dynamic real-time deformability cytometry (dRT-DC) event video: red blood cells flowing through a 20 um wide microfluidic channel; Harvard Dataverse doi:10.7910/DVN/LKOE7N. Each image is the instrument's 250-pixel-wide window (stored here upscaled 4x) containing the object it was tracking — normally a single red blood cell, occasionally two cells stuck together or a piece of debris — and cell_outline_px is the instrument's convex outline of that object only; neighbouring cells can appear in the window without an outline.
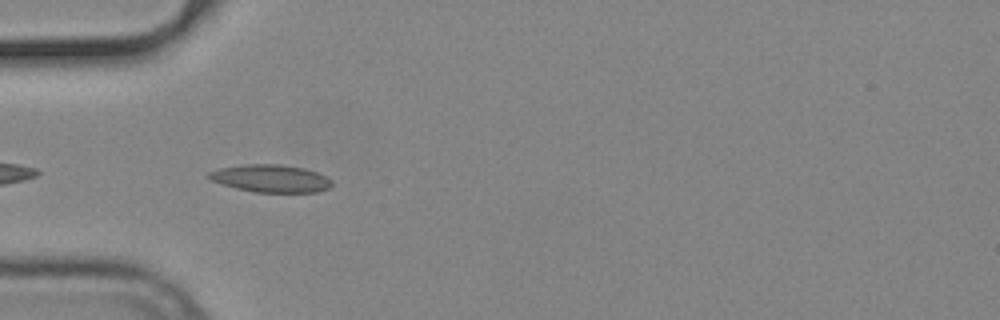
{"species": "common noctule bat (a hibernating species)", "species_latin": "Nyctalus noctula", "temperature_condition": "cold", "stored_images_in_passage": 9, "camera_frame_rate_fps": 3000, "um_per_image_px": 0.085, "animal": {"sex": "male", "body_mass_g": 19.2, "forearm_length_mm": 51.8}, "frame": {"image": 1, "passage_image": 2, "time_ms": 0.333, "image_size_px": [1000, 320], "cell_outline_px": [[332, 184], [328, 188], [316, 192], [256, 192], [236, 188], [220, 184], [212, 180], [208, 176], [208, 172], [220, 168], [244, 164], [280, 164], [304, 168], [316, 172], [332, 180]], "centroid_in_image_um": [23.0, 15.16], "position_along_channel_um": 62.0, "area_um2": 19.65}}
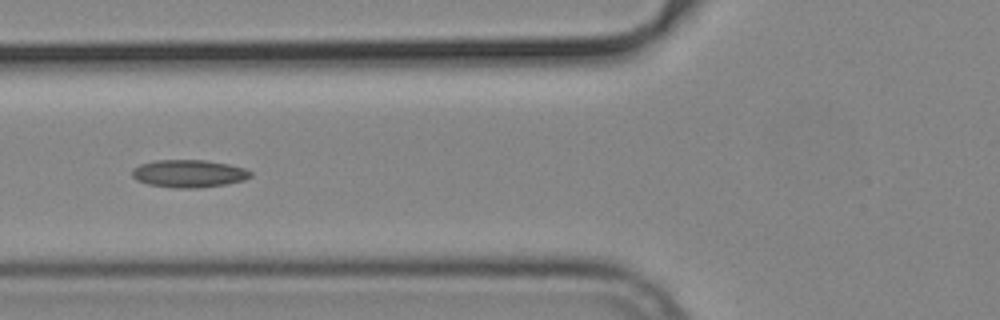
{"frame": {"image": 2, "passage_image": 6, "time_ms": 1.667, "image_size_px": [1000, 320], "cell_outline_px": [[252, 176], [244, 180], [224, 184], [196, 188], [172, 188], [148, 184], [136, 180], [132, 176], [132, 168], [140, 164], [156, 160], [204, 160], [228, 164], [244, 168], [252, 172]], "centroid_in_image_um": [16.02, 14.75], "position_along_channel_um": 109.8, "area_um2": 19.07}}